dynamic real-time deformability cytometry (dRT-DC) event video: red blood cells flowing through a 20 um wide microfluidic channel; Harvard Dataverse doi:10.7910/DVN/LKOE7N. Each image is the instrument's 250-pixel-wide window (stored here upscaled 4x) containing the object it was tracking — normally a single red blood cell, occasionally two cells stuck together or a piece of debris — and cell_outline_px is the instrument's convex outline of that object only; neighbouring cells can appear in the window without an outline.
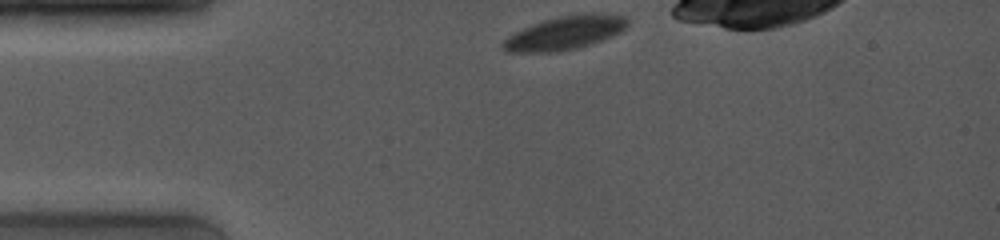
{"species": "common noctule bat (a hibernating species)", "species_latin": "Nyctalus noctula", "temperature_condition": "room temperature", "stored_images_in_passage": 9, "camera_frame_rate_fps": 4000, "um_per_image_px": 0.085, "animal": {"sex": "female", "body_mass_g": 19.0, "forearm_length_mm": 53.3}, "frame": {"image": 1, "passage_image": 1, "time_ms": 0.0, "image_size_px": [1000, 240], "cell_outline_px": [[628, 24], [620, 32], [600, 40], [576, 48], [552, 52], [508, 52], [500, 44], [512, 32], [540, 20], [560, 16], [588, 12], [628, 16]], "centroid_in_image_um": [47.98, 2.77], "position_along_channel_um": 37.0, "area_um2": 24.39}}